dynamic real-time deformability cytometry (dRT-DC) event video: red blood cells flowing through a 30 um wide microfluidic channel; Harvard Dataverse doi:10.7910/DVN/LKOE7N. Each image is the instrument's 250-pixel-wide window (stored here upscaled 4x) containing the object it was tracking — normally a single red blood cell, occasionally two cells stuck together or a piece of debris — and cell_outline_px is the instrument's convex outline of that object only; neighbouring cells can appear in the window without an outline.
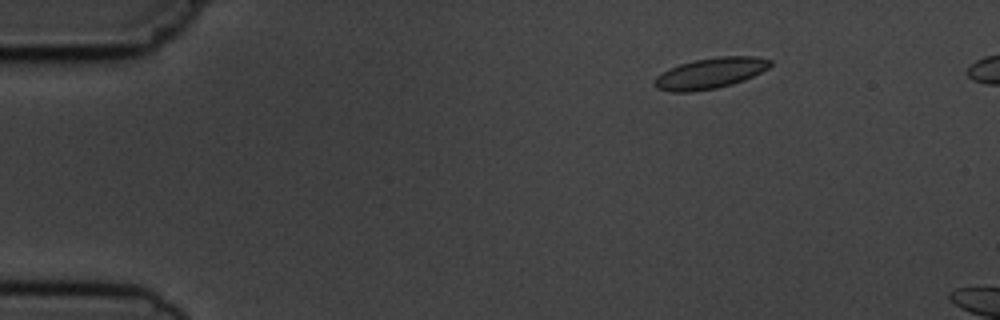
{"species": "common noctule bat (a hibernating species)", "species_latin": "Nyctalus noctula", "temperature_condition": "cold", "stored_images_in_passage": 4, "camera_frame_rate_fps": 3000, "um_per_image_px": 0.085, "animal": {"sex": "male", "body_mass_g": 19.5, "forearm_length_mm": 54.6}, "frame": {"image": 1, "passage_image": 2, "time_ms": 2.0, "image_size_px": [1000, 320], "cell_outline_px": [[772, 64], [768, 68], [744, 80], [732, 84], [716, 88], [692, 92], [672, 92], [656, 88], [652, 84], [652, 80], [656, 76], [668, 68], [692, 60], [720, 56], [756, 56], [772, 60]], "centroid_in_image_um": [60.33, 6.22], "position_along_channel_um": 24.7, "area_um2": 20.98}}